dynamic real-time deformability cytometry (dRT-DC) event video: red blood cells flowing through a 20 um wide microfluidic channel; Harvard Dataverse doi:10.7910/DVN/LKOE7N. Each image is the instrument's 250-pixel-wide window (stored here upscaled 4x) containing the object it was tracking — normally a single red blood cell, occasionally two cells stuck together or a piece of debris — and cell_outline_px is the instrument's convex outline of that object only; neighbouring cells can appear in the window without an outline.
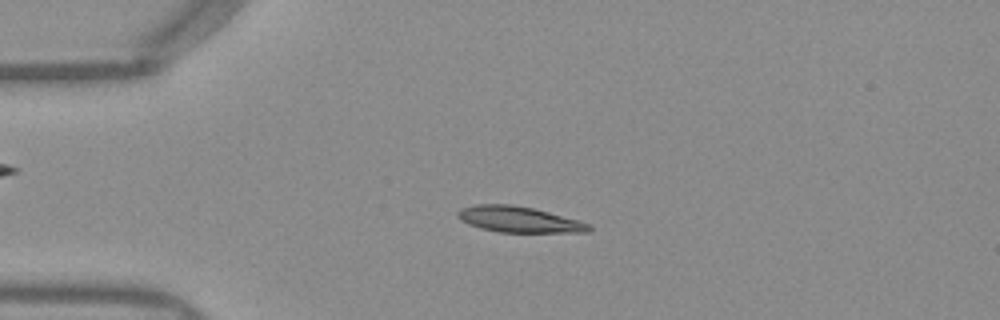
{"species": "Egyptian fruit bat (a non-hibernating species)", "species_latin": "Rousettus aegyptiacus", "temperature_condition": "warm", "stored_images_in_passage": 51, "camera_frame_rate_fps": 3000, "um_per_image_px": 0.085, "frame": {"image": 1, "passage_image": 12, "time_ms": 3.667, "image_size_px": [1000, 320], "cell_outline_px": [[592, 228], [588, 232], [500, 232], [480, 228], [468, 224], [460, 220], [456, 216], [456, 212], [460, 208], [476, 204], [512, 204], [532, 208], [548, 212], [592, 224]], "centroid_in_image_um": [44.06, 18.65], "position_along_channel_um": 40.9, "area_um2": 19.83}}
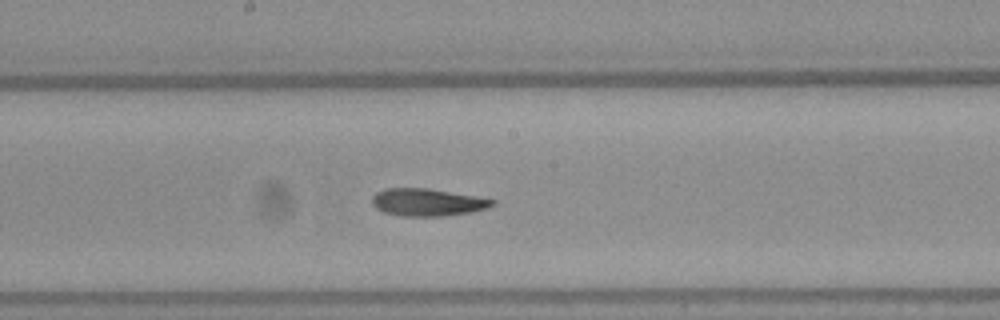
{"frame": {"image": 2, "passage_image": 27, "time_ms": 8.667, "image_size_px": [1000, 320], "cell_outline_px": [[496, 204], [488, 208], [472, 212], [444, 216], [400, 216], [384, 212], [376, 208], [372, 204], [372, 196], [376, 192], [384, 188], [428, 188], [496, 200]], "centroid_in_image_um": [36.32, 17.2], "position_along_channel_um": 211.9, "area_um2": 19.31}}
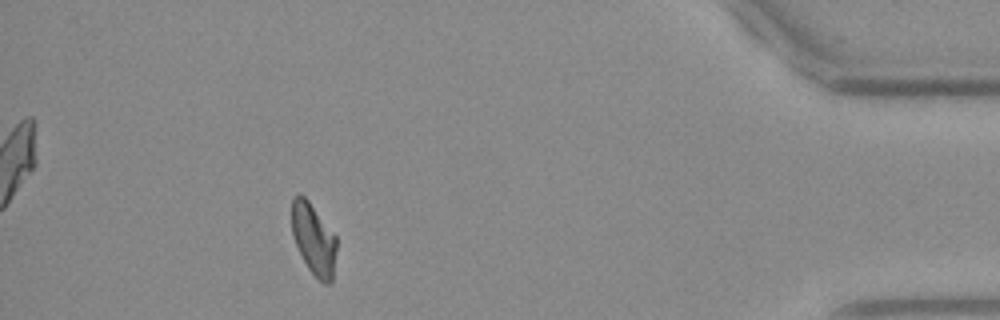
{"frame": {"image": 3, "passage_image": 46, "time_ms": 15.0, "image_size_px": [1000, 320], "cell_outline_px": [[336, 252], [332, 284], [324, 284], [308, 268], [292, 236], [292, 196], [300, 192], [308, 200], [336, 236]], "centroid_in_image_um": [26.66, 20.31], "position_along_channel_um": 408.5, "area_um2": 18.55}, "authors_computed_cell_mechanics": {"area_um2": 19.3052, "velocity_mm_per_s": 3.9556, "shape_relaxation_time_tau1_ms": 7.9709, "shape_relaxation_time_tau2_ms": 6.6453, "deformation_change_tau1": 0.2094, "deformation_change_tau2": 0.1449}}